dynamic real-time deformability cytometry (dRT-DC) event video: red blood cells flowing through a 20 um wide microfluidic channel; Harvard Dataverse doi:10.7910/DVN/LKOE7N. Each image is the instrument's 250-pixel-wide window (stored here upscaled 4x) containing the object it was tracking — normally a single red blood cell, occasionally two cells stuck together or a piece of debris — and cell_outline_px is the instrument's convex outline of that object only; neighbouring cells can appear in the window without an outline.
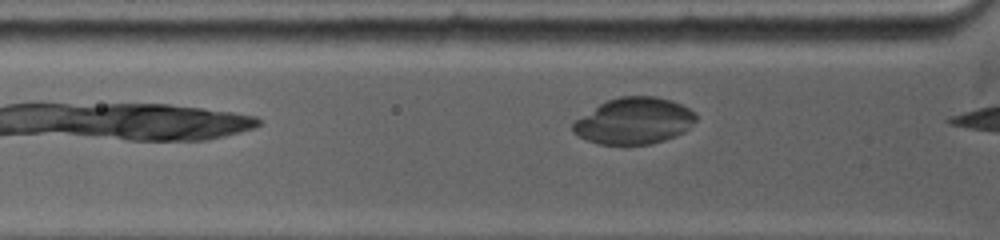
{"species": "common noctule bat (a hibernating species)", "species_latin": "Nyctalus noctula", "temperature_condition": "warm", "stored_images_in_passage": 6, "camera_frame_rate_fps": 5000, "um_per_image_px": 0.085, "animal": {"sex": "female", "body_mass_g": 19.0, "forearm_length_mm": 53.3}, "frame": {"image": 1, "passage_image": 5, "time_ms": 1.2, "image_size_px": [1000, 240], "cell_outline_px": [[696, 120], [684, 132], [676, 136], [652, 144], [600, 144], [588, 140], [572, 132], [572, 124], [576, 120], [600, 104], [608, 100], [620, 96], [656, 96], [672, 100], [696, 112]], "centroid_in_image_um": [53.93, 10.27], "position_along_channel_um": 71.9, "area_um2": 33.06}}